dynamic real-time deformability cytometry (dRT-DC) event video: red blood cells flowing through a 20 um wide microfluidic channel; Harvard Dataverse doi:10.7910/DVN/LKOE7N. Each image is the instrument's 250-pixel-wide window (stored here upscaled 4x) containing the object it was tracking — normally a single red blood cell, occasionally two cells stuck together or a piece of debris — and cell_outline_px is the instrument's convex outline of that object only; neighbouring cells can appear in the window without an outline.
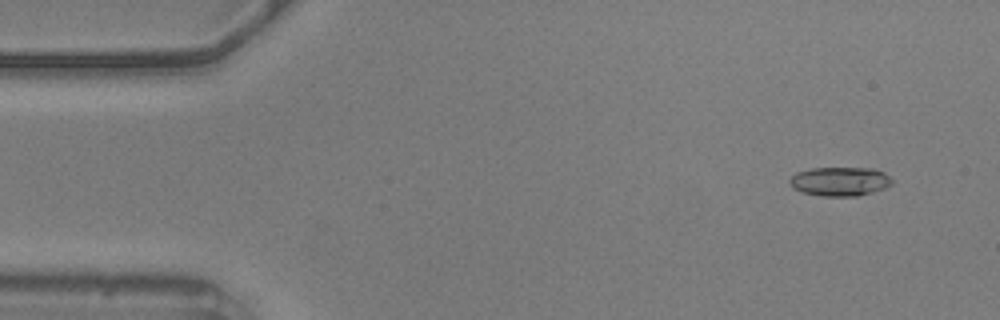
{"species": "common noctule bat (a hibernating species)", "species_latin": "Nyctalus noctula", "temperature_condition": "warm", "stored_images_in_passage": 40, "camera_frame_rate_fps": 3000, "um_per_image_px": 0.085, "animal": {"sex": "male", "body_mass_g": 20.5, "forearm_length_mm": 52.5}, "frame": {"image": 1, "passage_image": 2, "time_ms": 0.333, "image_size_px": [1000, 320], "cell_outline_px": [[892, 184], [884, 188], [872, 192], [856, 196], [820, 196], [804, 192], [792, 188], [788, 180], [796, 172], [812, 168], [872, 168], [884, 172], [892, 180]], "centroid_in_image_um": [71.37, 15.42], "position_along_channel_um": 13.6, "area_um2": 17.28}}
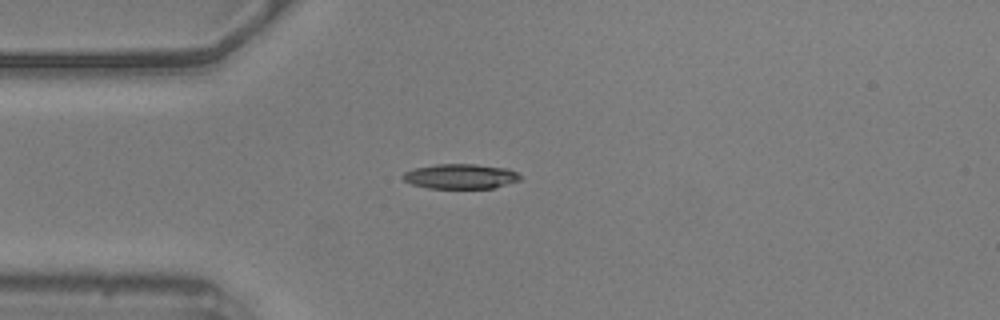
{"frame": {"image": 2, "passage_image": 12, "time_ms": 3.667, "image_size_px": [1000, 320], "cell_outline_px": [[520, 180], [492, 188], [428, 188], [412, 184], [404, 180], [400, 176], [404, 172], [412, 168], [436, 164], [476, 164], [508, 168], [516, 172], [520, 176]], "centroid_in_image_um": [39.1, 14.98], "position_along_channel_um": 45.9, "area_um2": 17.05}}
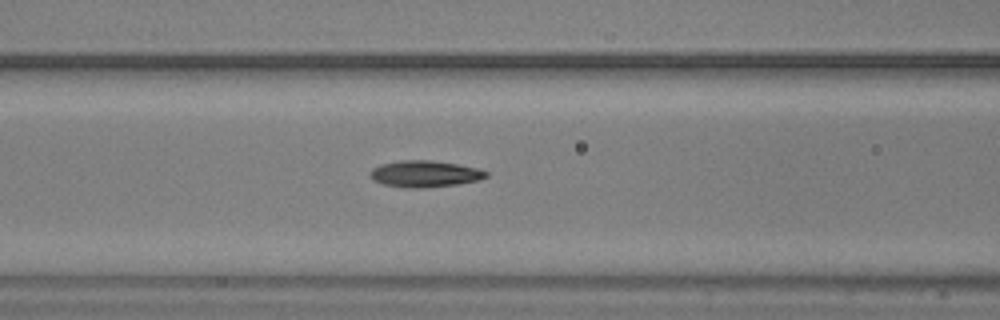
{"frame": {"image": 3, "passage_image": 20, "time_ms": 6.333, "image_size_px": [1000, 320], "cell_outline_px": [[488, 176], [480, 180], [456, 184], [424, 188], [404, 188], [384, 184], [372, 180], [368, 176], [368, 172], [372, 168], [380, 164], [400, 160], [432, 160], [456, 164], [476, 168], [488, 172]], "centroid_in_image_um": [36.05, 14.78], "position_along_channel_um": 130.6, "area_um2": 18.09}}